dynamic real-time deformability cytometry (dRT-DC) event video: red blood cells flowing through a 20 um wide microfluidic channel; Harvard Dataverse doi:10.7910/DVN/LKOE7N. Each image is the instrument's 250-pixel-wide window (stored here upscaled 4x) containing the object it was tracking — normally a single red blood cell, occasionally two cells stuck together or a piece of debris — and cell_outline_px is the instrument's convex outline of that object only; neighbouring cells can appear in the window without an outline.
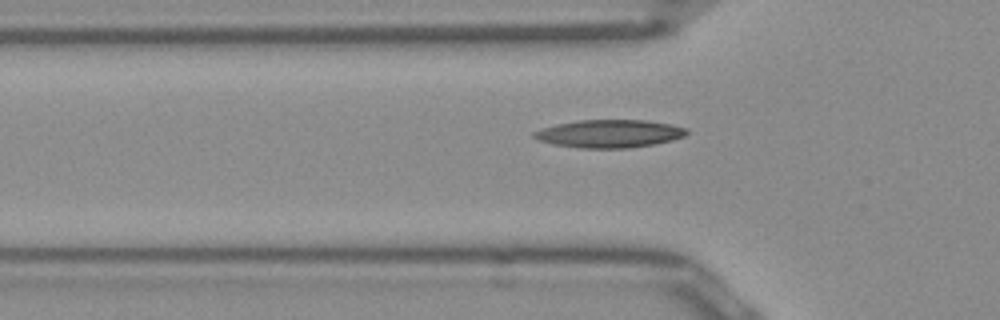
{"species": "Egyptian fruit bat (a non-hibernating species)", "species_latin": "Rousettus aegyptiacus", "temperature_condition": "room temperature", "stored_images_in_passage": 35, "camera_frame_rate_fps": 3000, "um_per_image_px": 0.085, "frame": {"image": 1, "passage_image": 6, "time_ms": 1.667, "image_size_px": [1000, 320], "cell_outline_px": [[688, 132], [684, 136], [672, 140], [652, 144], [628, 148], [580, 148], [552, 144], [540, 140], [532, 136], [532, 132], [556, 124], [580, 120], [648, 120], [672, 124], [688, 128]], "centroid_in_image_um": [51.82, 11.35], "position_along_channel_um": 74.0, "area_um2": 24.8}}
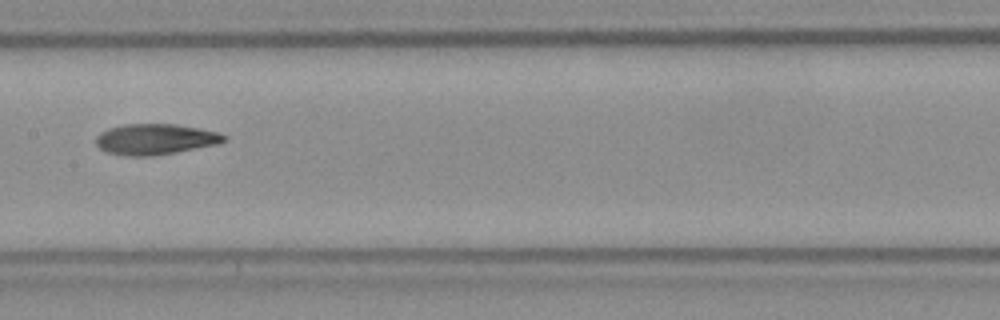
{"frame": {"image": 2, "passage_image": 15, "time_ms": 4.667, "image_size_px": [1000, 320], "cell_outline_px": [[224, 140], [216, 144], [176, 152], [152, 156], [128, 156], [104, 152], [96, 144], [96, 136], [100, 132], [108, 128], [124, 124], [176, 124], [216, 132], [224, 136]], "centroid_in_image_um": [13.1, 11.84], "position_along_channel_um": 194.3, "area_um2": 22.72}}
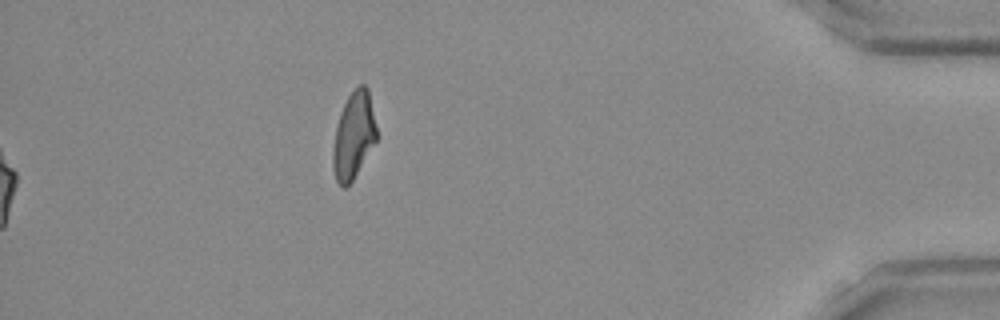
{"frame": {"image": 3, "passage_image": 35, "time_ms": 11.333, "image_size_px": [1000, 320], "cell_outline_px": [[376, 140], [352, 180], [344, 188], [340, 188], [336, 180], [332, 168], [332, 148], [336, 124], [340, 112], [348, 96], [360, 84], [364, 84], [368, 88], [376, 128]], "centroid_in_image_um": [30.02, 11.53], "position_along_channel_um": 405.2, "area_um2": 21.85}, "authors_computed_cell_mechanics": {"area_um2": 22.8888, "velocity_mm_per_s": 3.9681, "shape_relaxation_time_tau1_ms": 9.4583, "shape_relaxation_time_tau2_ms": 6.0306, "deformation_change_tau1": 0.2372, "deformation_change_tau2": 0.1478}}